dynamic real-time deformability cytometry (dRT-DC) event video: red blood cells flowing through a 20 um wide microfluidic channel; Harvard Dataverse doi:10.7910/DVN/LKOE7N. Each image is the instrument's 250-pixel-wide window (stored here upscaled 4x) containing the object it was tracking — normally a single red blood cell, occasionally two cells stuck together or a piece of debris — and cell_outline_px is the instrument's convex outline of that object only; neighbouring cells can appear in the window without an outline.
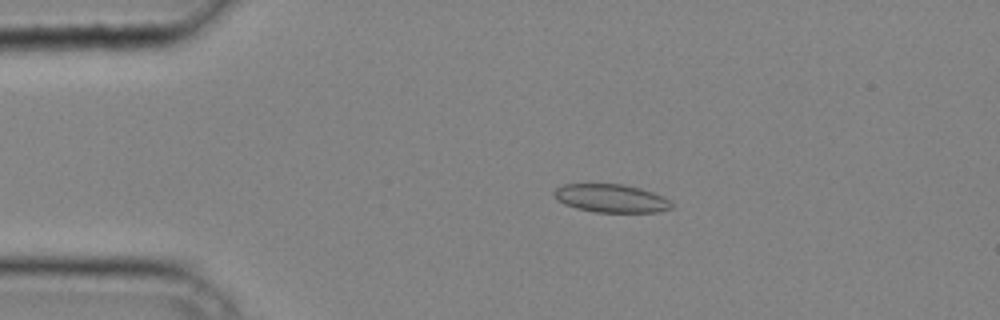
{"species": "common noctule bat (a hibernating species)", "species_latin": "Nyctalus noctula", "temperature_condition": "cold", "stored_images_in_passage": 41, "camera_frame_rate_fps": 3000, "um_per_image_px": 0.085, "animal": {"sex": "male", "body_mass_g": 20.4}, "frame": {"image": 1, "passage_image": 9, "time_ms": 2.667, "image_size_px": [1000, 320], "cell_outline_px": [[672, 208], [656, 212], [596, 212], [576, 208], [564, 204], [556, 200], [552, 196], [552, 192], [556, 188], [564, 184], [624, 184], [640, 188], [652, 192], [668, 200], [672, 204]], "centroid_in_image_um": [51.87, 16.85], "position_along_channel_um": 33.1, "area_um2": 19.31}}
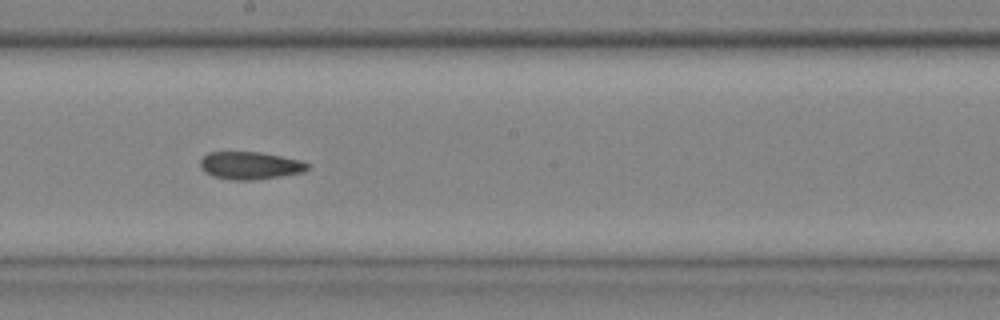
{"frame": {"image": 2, "passage_image": 24, "time_ms": 7.667, "image_size_px": [1000, 320], "cell_outline_px": [[308, 168], [304, 172], [280, 176], [252, 180], [236, 180], [212, 176], [204, 172], [200, 168], [200, 160], [208, 152], [260, 152], [300, 160], [308, 164]], "centroid_in_image_um": [21.22, 14.07], "position_along_channel_um": 227.0, "area_um2": 17.17}}
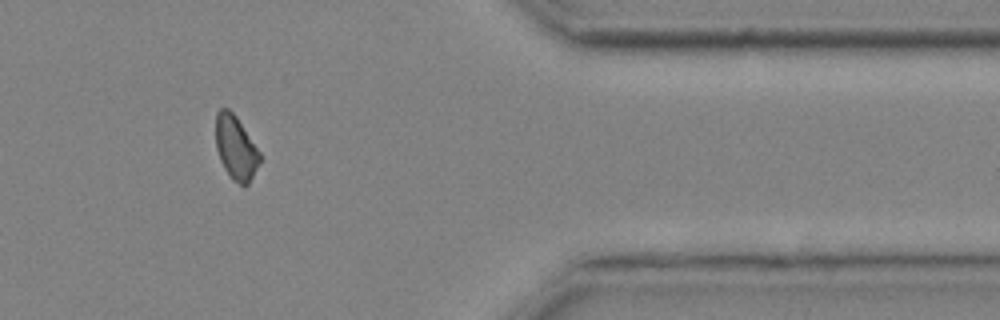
{"frame": {"image": 3, "passage_image": 36, "time_ms": 11.667, "image_size_px": [1000, 320], "cell_outline_px": [[260, 160], [248, 184], [244, 188], [232, 180], [224, 168], [220, 160], [216, 148], [216, 112], [220, 108], [228, 108], [236, 116], [260, 152]], "centroid_in_image_um": [20.02, 12.57], "position_along_channel_um": 391.4, "area_um2": 16.36}}